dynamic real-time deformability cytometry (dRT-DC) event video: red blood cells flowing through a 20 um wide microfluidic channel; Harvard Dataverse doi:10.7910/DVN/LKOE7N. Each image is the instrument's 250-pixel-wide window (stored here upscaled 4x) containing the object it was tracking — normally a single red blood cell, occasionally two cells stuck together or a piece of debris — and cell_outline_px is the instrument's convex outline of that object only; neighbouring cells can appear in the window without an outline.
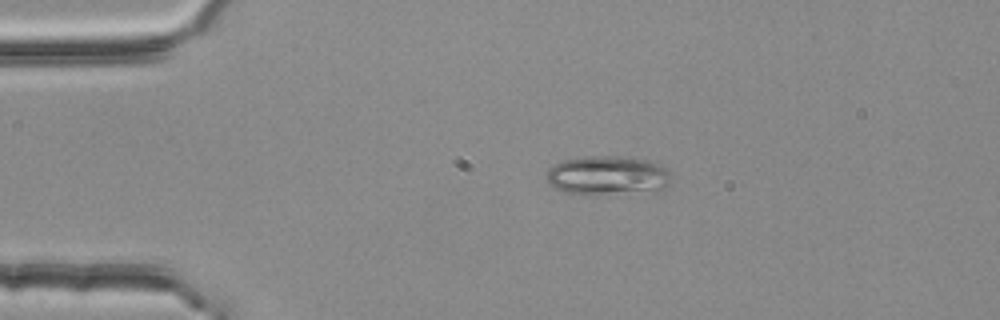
{"species": "common noctule bat (a hibernating species)", "species_latin": "Nyctalus noctula", "temperature_condition": "room temperature", "stored_images_in_passage": 2, "camera_frame_rate_fps": 3000, "um_per_image_px": 0.085, "animal": {"sex": "female", "body_mass_g": 25.1}, "frame": {"image": 1, "passage_image": 1, "time_ms": 0.0, "image_size_px": [1000, 320], "cell_outline_px": [[668, 184], [664, 188], [656, 192], [568, 192], [552, 188], [548, 184], [548, 168], [564, 160], [584, 156], [632, 156], [652, 160], [664, 164], [668, 168]], "centroid_in_image_um": [51.72, 14.86], "position_along_channel_um": 33.3, "area_um2": 28.21}}